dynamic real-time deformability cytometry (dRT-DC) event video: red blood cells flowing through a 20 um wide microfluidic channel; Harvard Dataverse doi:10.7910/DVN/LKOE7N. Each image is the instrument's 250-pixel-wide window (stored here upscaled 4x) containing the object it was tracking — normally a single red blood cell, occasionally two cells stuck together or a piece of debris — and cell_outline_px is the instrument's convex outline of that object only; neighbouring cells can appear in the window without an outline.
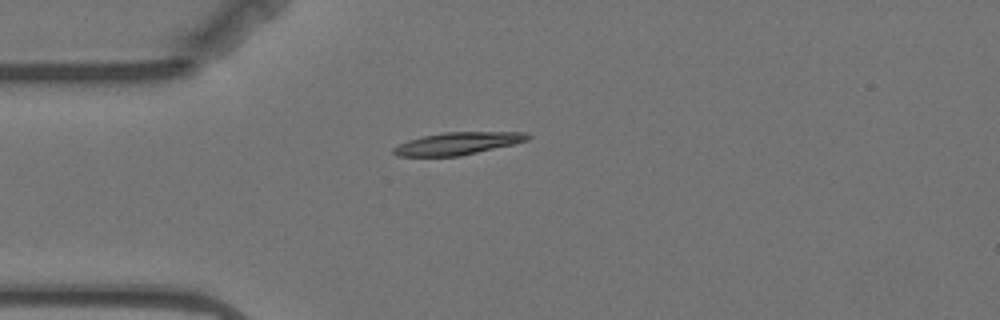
{"species": "Egyptian fruit bat (a non-hibernating species)", "species_latin": "Rousettus aegyptiacus", "temperature_condition": "warm", "stored_images_in_passage": 1, "camera_frame_rate_fps": 3000, "um_per_image_px": 0.085, "animal": {"sex": "female"}, "frame": {"image": 1, "passage_image": 1, "time_ms": 0.0, "image_size_px": [1000, 320], "cell_outline_px": [[532, 136], [528, 140], [512, 144], [460, 156], [396, 156], [392, 152], [392, 148], [408, 140], [420, 136], [444, 132], [528, 132]], "centroid_in_image_um": [38.89, 12.19], "position_along_channel_um": 46.1, "area_um2": 17.51}}